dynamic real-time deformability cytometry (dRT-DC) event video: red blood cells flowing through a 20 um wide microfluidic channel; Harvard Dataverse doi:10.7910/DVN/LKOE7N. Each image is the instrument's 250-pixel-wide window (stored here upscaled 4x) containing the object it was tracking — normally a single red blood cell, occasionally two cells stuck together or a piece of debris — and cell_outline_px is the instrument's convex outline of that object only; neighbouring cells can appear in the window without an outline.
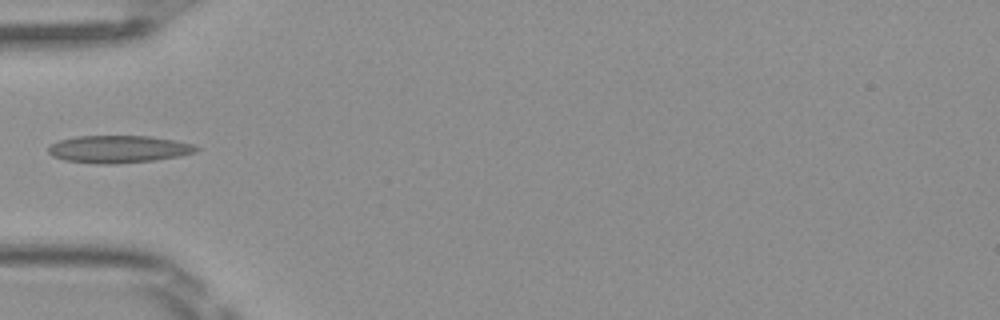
{"species": "Egyptian fruit bat (a non-hibernating species)", "species_latin": "Rousettus aegyptiacus", "temperature_condition": "room temperature", "stored_images_in_passage": 34, "camera_frame_rate_fps": 3000, "um_per_image_px": 0.085, "frame": {"image": 1, "passage_image": 1, "time_ms": 0.0, "image_size_px": [1000, 320], "cell_outline_px": [[200, 148], [196, 152], [180, 156], [156, 160], [116, 164], [96, 164], [64, 160], [52, 156], [48, 152], [48, 148], [52, 144], [60, 140], [76, 136], [148, 136], [172, 140], [192, 144]], "centroid_in_image_um": [10.07, 12.69], "position_along_channel_um": 74.9, "area_um2": 23.64}}
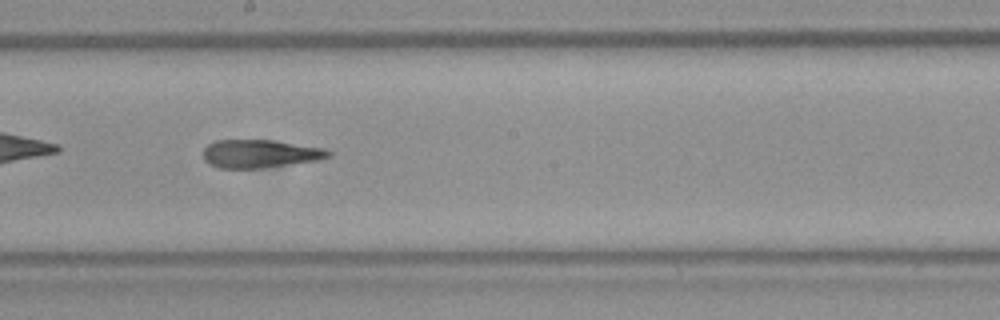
{"frame": {"image": 2, "passage_image": 12, "time_ms": 3.667, "image_size_px": [1000, 320], "cell_outline_px": [[332, 156], [320, 160], [264, 168], [220, 168], [208, 164], [204, 160], [204, 148], [208, 144], [216, 140], [272, 140], [324, 148], [332, 152]], "centroid_in_image_um": [22.12, 13.07], "position_along_channel_um": 226.1, "area_um2": 20.69}}
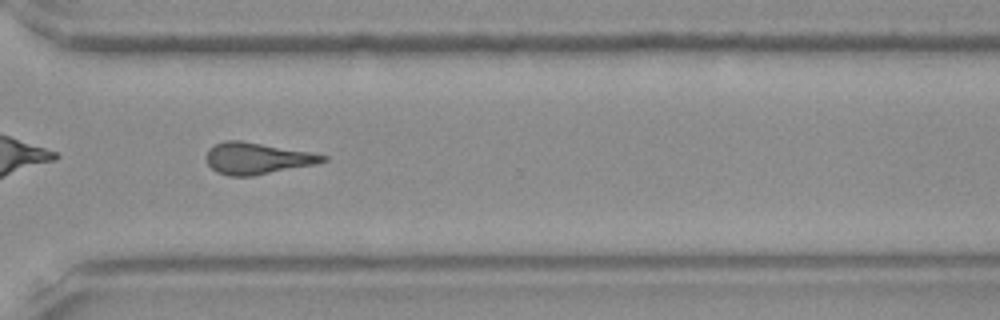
{"frame": {"image": 3, "passage_image": 21, "time_ms": 6.667, "image_size_px": [1000, 320], "cell_outline_px": [[328, 160], [316, 164], [252, 176], [228, 176], [216, 172], [208, 164], [204, 156], [208, 148], [224, 140], [240, 140], [312, 152], [328, 156]], "centroid_in_image_um": [21.83, 13.46], "position_along_channel_um": 348.8, "area_um2": 21.62}}